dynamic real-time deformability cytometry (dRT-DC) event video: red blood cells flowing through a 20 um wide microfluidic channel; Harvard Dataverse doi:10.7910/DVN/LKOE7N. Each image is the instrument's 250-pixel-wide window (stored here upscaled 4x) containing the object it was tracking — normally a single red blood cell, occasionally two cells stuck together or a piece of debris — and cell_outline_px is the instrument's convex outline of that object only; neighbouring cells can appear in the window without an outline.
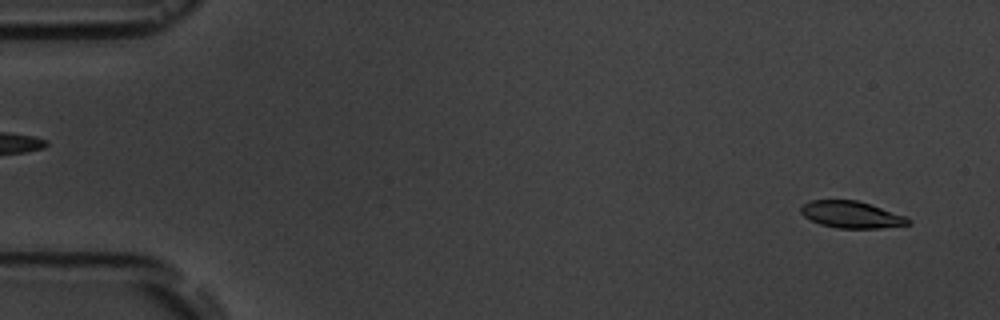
{"species": "common noctule bat (a hibernating species)", "species_latin": "Nyctalus noctula", "temperature_condition": "room temperature", "stored_images_in_passage": 5, "camera_frame_rate_fps": 3000, "um_per_image_px": 0.085, "animal": {"sex": "male", "body_mass_g": 19.5, "forearm_length_mm": 54.6}, "frame": {"image": 1, "passage_image": 1, "time_ms": 0.0, "image_size_px": [1000, 320], "cell_outline_px": [[912, 224], [880, 228], [836, 228], [820, 224], [804, 216], [800, 212], [800, 208], [804, 204], [812, 200], [856, 200], [908, 216], [912, 220]], "centroid_in_image_um": [72.42, 18.25], "position_along_channel_um": 12.6, "area_um2": 16.82}}
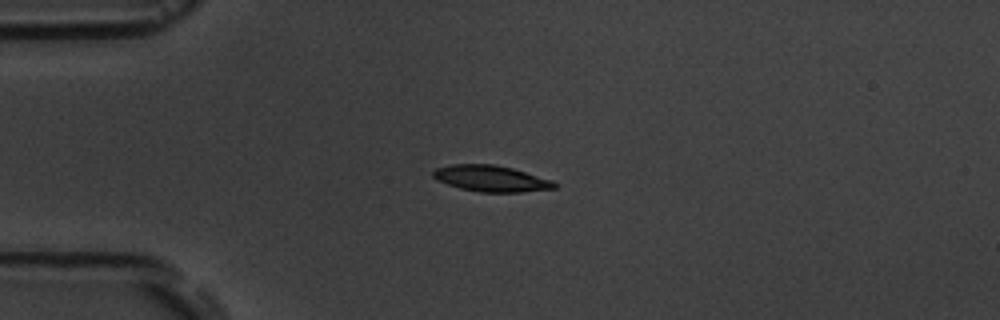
{"frame": {"image": 2, "passage_image": 4, "time_ms": 3.667, "image_size_px": [1000, 320], "cell_outline_px": [[560, 184], [556, 188], [520, 192], [480, 192], [460, 188], [436, 180], [432, 176], [432, 172], [436, 168], [452, 164], [496, 164], [512, 168], [552, 180]], "centroid_in_image_um": [41.75, 15.17], "position_along_channel_um": 43.3, "area_um2": 18.55}}